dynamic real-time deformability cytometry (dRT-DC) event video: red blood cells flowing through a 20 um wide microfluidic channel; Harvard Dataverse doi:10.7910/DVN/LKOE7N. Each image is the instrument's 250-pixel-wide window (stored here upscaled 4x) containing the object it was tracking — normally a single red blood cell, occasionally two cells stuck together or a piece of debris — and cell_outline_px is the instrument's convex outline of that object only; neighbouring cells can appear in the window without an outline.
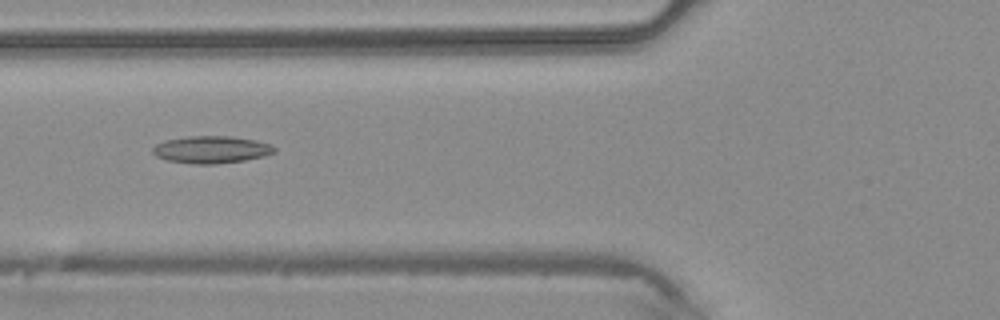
{"species": "common noctule bat (a hibernating species)", "species_latin": "Nyctalus noctula", "temperature_condition": "warm", "stored_images_in_passage": 5, "camera_frame_rate_fps": 3000, "um_per_image_px": 0.085, "animal": {"sex": "male", "body_mass_g": 20.4}, "frame": {"image": 1, "passage_image": 5, "time_ms": 1.333, "image_size_px": [1000, 320], "cell_outline_px": [[276, 152], [264, 156], [244, 160], [216, 164], [196, 164], [168, 160], [156, 156], [152, 152], [152, 148], [156, 144], [164, 140], [188, 136], [232, 136], [256, 140], [272, 144], [276, 148]], "centroid_in_image_um": [17.98, 12.7], "position_along_channel_um": 107.8, "area_um2": 19.42}}